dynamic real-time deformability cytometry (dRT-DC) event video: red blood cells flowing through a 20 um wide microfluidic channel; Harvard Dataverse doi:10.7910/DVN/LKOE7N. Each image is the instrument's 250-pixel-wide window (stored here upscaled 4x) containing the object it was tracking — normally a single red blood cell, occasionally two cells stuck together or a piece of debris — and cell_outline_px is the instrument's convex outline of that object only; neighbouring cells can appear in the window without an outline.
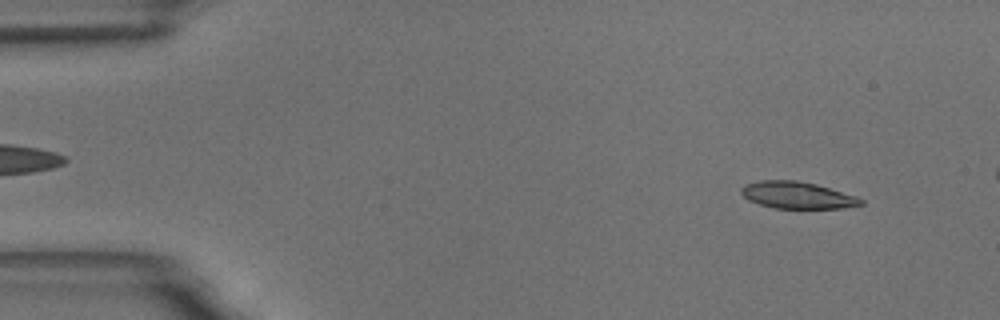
{"species": "common noctule bat (a hibernating species)", "species_latin": "Nyctalus noctula", "temperature_condition": "room temperature", "stored_images_in_passage": 10, "camera_frame_rate_fps": 3000, "um_per_image_px": 0.085, "animal": {"sex": "male", "body_mass_g": 18.8}, "frame": {"image": 1, "passage_image": 1, "time_ms": 0.0, "image_size_px": [1000, 320], "cell_outline_px": [[864, 204], [844, 208], [776, 208], [760, 204], [748, 200], [740, 192], [740, 188], [744, 184], [760, 180], [796, 180], [816, 184], [856, 196], [864, 200]], "centroid_in_image_um": [67.75, 16.58], "position_along_channel_um": 17.2, "area_um2": 18.73}}